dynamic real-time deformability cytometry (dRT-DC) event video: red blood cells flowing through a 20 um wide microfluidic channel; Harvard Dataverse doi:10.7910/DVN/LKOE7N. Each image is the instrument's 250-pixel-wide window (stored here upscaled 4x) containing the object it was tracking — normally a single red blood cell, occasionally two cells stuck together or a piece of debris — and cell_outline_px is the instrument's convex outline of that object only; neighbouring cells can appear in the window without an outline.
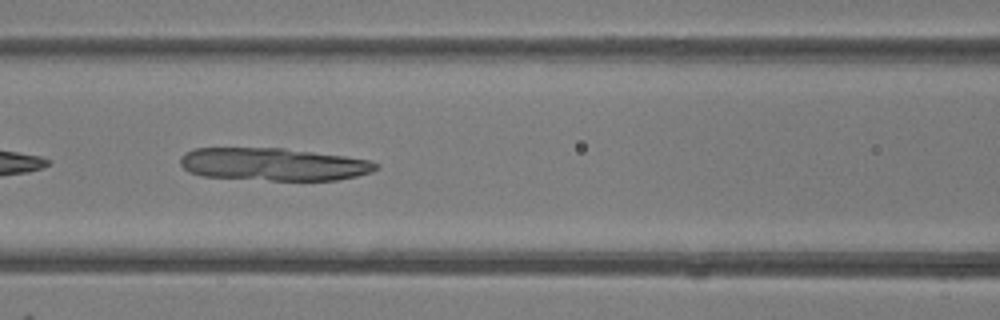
{"species": "common noctule bat (a hibernating species)", "species_latin": "Nyctalus noctula", "temperature_condition": "room temperature", "stored_images_in_passage": 25, "camera_frame_rate_fps": 3000, "um_per_image_px": 0.085, "animal": {"sex": "female"}, "frame": {"image": 1, "passage_image": 22, "time_ms": 7.0, "image_size_px": [1000, 320], "cell_outline_px": [[380, 168], [372, 172], [356, 176], [336, 180], [272, 180], [200, 176], [188, 172], [180, 164], [180, 156], [184, 152], [192, 148], [284, 148], [344, 156], [368, 160], [380, 164]], "centroid_in_image_um": [23.21, 13.96], "position_along_channel_um": 143.4, "area_um2": 37.45}}